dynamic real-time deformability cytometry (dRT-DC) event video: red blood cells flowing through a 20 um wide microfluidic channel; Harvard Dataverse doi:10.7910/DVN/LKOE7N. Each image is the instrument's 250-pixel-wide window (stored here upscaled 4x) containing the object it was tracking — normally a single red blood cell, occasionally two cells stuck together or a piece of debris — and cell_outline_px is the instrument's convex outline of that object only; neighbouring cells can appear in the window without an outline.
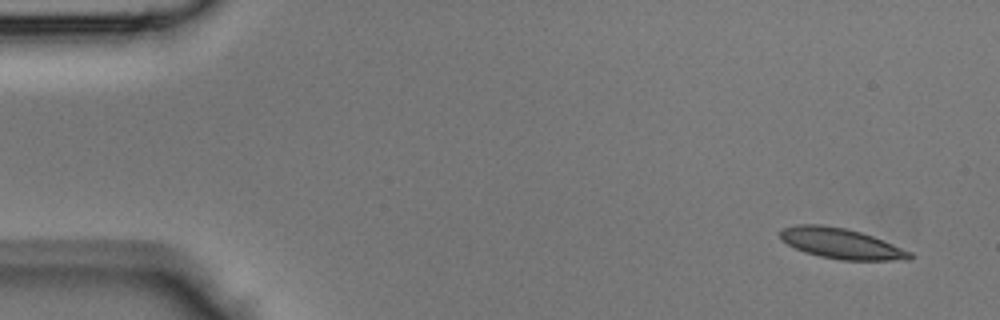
{"species": "Egyptian fruit bat (a non-hibernating species)", "species_latin": "Rousettus aegyptiacus", "temperature_condition": "room temperature", "stored_images_in_passage": 41, "camera_frame_rate_fps": 3000, "um_per_image_px": 0.085, "animal": {"sex": "male"}, "frame": {"image": 1, "passage_image": 1, "time_ms": 0.0, "image_size_px": [1000, 320], "cell_outline_px": [[912, 256], [908, 260], [840, 260], [820, 256], [804, 252], [780, 240], [780, 232], [784, 228], [796, 224], [820, 224], [844, 228], [860, 232], [872, 236], [912, 252]], "centroid_in_image_um": [71.47, 20.7], "position_along_channel_um": 13.5, "area_um2": 22.83}}
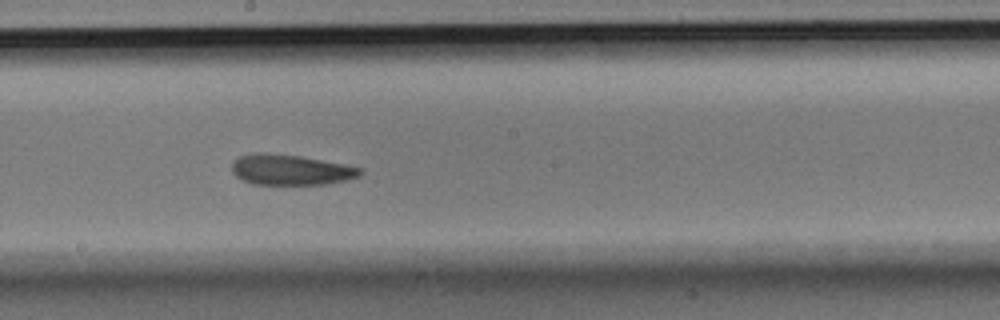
{"frame": {"image": 2, "passage_image": 22, "time_ms": 7.0, "image_size_px": [1000, 320], "cell_outline_px": [[364, 172], [360, 176], [344, 180], [324, 184], [252, 184], [236, 176], [232, 172], [232, 164], [240, 156], [256, 152], [264, 152], [300, 156], [344, 164], [364, 168]], "centroid_in_image_um": [24.73, 14.42], "position_along_channel_um": 223.5, "area_um2": 22.72}}
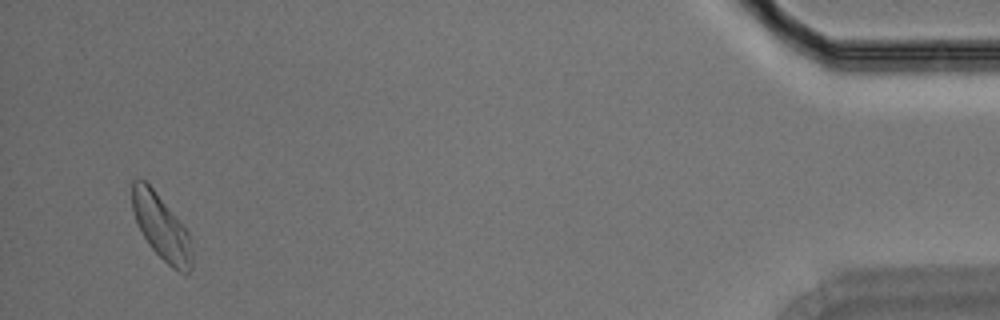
{"frame": {"image": 3, "passage_image": 40, "time_ms": 13.0, "image_size_px": [1000, 320], "cell_outline_px": [[192, 268], [184, 276], [172, 268], [148, 244], [136, 220], [132, 208], [132, 180], [144, 180], [152, 188], [188, 232], [192, 240]], "centroid_in_image_um": [13.75, 19.37], "position_along_channel_um": 421.5, "area_um2": 22.31}}